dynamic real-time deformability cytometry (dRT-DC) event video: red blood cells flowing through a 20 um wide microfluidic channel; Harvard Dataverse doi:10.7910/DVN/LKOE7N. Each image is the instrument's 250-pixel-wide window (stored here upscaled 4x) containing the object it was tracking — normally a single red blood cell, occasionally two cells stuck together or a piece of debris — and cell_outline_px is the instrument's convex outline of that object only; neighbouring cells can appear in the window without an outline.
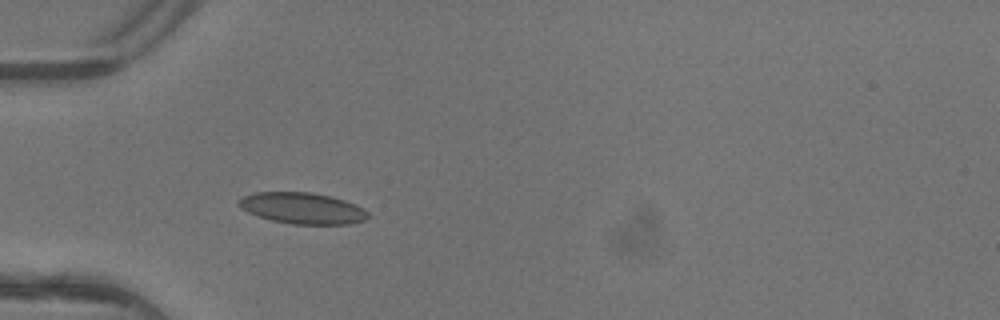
{"species": "common noctule bat (a hibernating species)", "species_latin": "Nyctalus noctula", "temperature_condition": "warm", "stored_images_in_passage": 4, "camera_frame_rate_fps": 3000, "um_per_image_px": 0.085, "animal": {"sex": "female"}, "frame": {"image": 1, "passage_image": 4, "time_ms": 1.0, "image_size_px": [1000, 320], "cell_outline_px": [[368, 216], [364, 220], [348, 224], [292, 224], [272, 220], [256, 216], [240, 208], [236, 204], [236, 200], [244, 196], [256, 192], [308, 192], [332, 196], [356, 204], [364, 208], [368, 212]], "centroid_in_image_um": [25.67, 17.69], "position_along_channel_um": 59.3, "area_um2": 23.64}}